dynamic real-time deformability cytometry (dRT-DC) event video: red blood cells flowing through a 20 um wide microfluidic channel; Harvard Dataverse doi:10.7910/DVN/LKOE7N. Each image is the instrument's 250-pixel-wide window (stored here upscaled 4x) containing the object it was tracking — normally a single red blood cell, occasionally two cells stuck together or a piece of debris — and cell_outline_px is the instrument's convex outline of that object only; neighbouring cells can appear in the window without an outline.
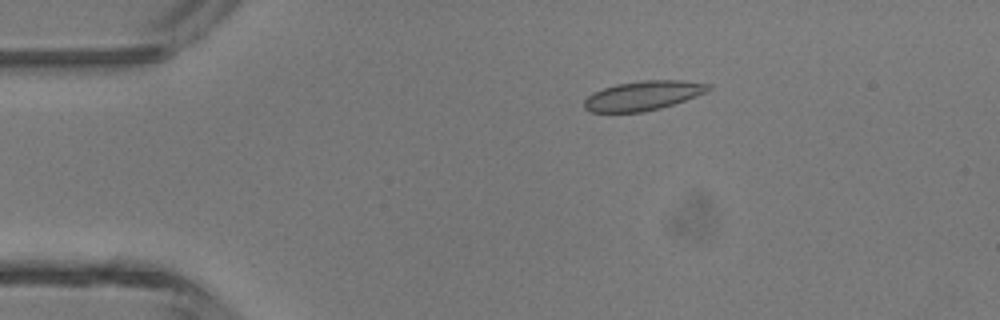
{"species": "common noctule bat (a hibernating species)", "species_latin": "Nyctalus noctula", "temperature_condition": "room temperature", "stored_images_in_passage": 2, "camera_frame_rate_fps": 3000, "um_per_image_px": 0.085, "animal": {"sex": "male", "body_mass_g": 13.3}, "frame": {"image": 1, "passage_image": 1, "time_ms": 0.0, "image_size_px": [1000, 320], "cell_outline_px": [[712, 88], [696, 96], [660, 108], [644, 112], [592, 112], [584, 108], [584, 100], [588, 96], [604, 88], [616, 84], [640, 80], [680, 80], [712, 84]], "centroid_in_image_um": [54.66, 8.12], "position_along_channel_um": 30.3, "area_um2": 21.1}}